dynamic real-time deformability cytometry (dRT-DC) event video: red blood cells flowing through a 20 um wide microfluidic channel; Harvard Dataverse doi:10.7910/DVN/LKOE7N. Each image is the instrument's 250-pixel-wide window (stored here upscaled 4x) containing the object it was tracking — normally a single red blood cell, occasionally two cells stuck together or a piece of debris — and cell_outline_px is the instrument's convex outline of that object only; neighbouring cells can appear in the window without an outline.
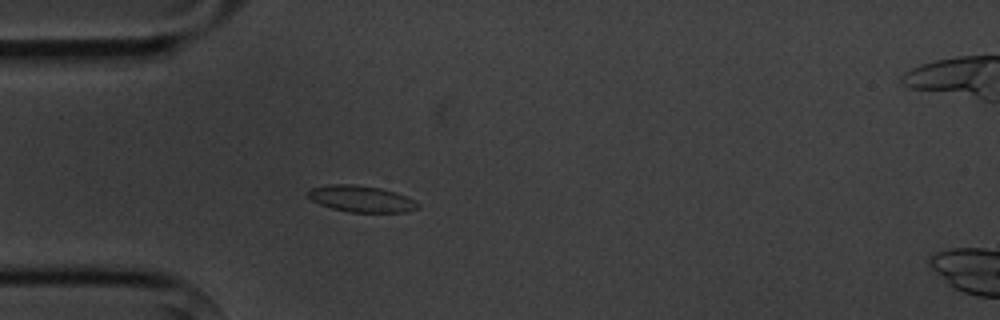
{"species": "common noctule bat (a hibernating species)", "species_latin": "Nyctalus noctula", "temperature_condition": "cold", "stored_images_in_passage": 4, "camera_frame_rate_fps": 3000, "um_per_image_px": 0.085, "animal": {"sex": "male", "body_mass_g": 20.1, "forearm_length_mm": 53.5}, "frame": {"image": 1, "passage_image": 3, "time_ms": 3.333, "image_size_px": [1000, 320], "cell_outline_px": [[420, 208], [404, 212], [348, 212], [332, 208], [320, 204], [312, 200], [308, 196], [308, 192], [312, 188], [332, 184], [352, 184], [380, 188], [396, 192], [420, 204]], "centroid_in_image_um": [30.72, 16.9], "position_along_channel_um": 54.3, "area_um2": 16.7}}